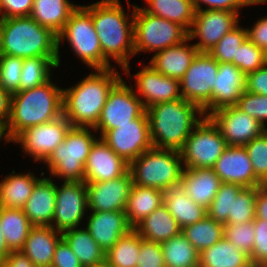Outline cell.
<instances>
[{
	"instance_id": "6da1fadb",
	"label": "cell",
	"mask_w": 267,
	"mask_h": 267,
	"mask_svg": "<svg viewBox=\"0 0 267 267\" xmlns=\"http://www.w3.org/2000/svg\"><path fill=\"white\" fill-rule=\"evenodd\" d=\"M84 7L92 15L103 56L108 61L110 57L113 58L114 63H118L130 78L129 60L135 55L133 34L135 5L133 4V13L128 16L129 18L119 0H101Z\"/></svg>"
},
{
	"instance_id": "7a4b0ae2",
	"label": "cell",
	"mask_w": 267,
	"mask_h": 267,
	"mask_svg": "<svg viewBox=\"0 0 267 267\" xmlns=\"http://www.w3.org/2000/svg\"><path fill=\"white\" fill-rule=\"evenodd\" d=\"M95 71L75 86L63 89V115L72 127L94 129L110 90L121 79L114 68Z\"/></svg>"
},
{
	"instance_id": "3957f363",
	"label": "cell",
	"mask_w": 267,
	"mask_h": 267,
	"mask_svg": "<svg viewBox=\"0 0 267 267\" xmlns=\"http://www.w3.org/2000/svg\"><path fill=\"white\" fill-rule=\"evenodd\" d=\"M146 113L152 146L176 151L183 148L192 130L205 117L198 105L183 98L152 105L146 109Z\"/></svg>"
},
{
	"instance_id": "277c9868",
	"label": "cell",
	"mask_w": 267,
	"mask_h": 267,
	"mask_svg": "<svg viewBox=\"0 0 267 267\" xmlns=\"http://www.w3.org/2000/svg\"><path fill=\"white\" fill-rule=\"evenodd\" d=\"M63 114V89L51 79L43 85L12 94L7 132L11 140L34 125L52 121Z\"/></svg>"
},
{
	"instance_id": "5b68a950",
	"label": "cell",
	"mask_w": 267,
	"mask_h": 267,
	"mask_svg": "<svg viewBox=\"0 0 267 267\" xmlns=\"http://www.w3.org/2000/svg\"><path fill=\"white\" fill-rule=\"evenodd\" d=\"M0 54L21 58L59 57L60 65L57 35L30 16L0 20Z\"/></svg>"
},
{
	"instance_id": "8992f818",
	"label": "cell",
	"mask_w": 267,
	"mask_h": 267,
	"mask_svg": "<svg viewBox=\"0 0 267 267\" xmlns=\"http://www.w3.org/2000/svg\"><path fill=\"white\" fill-rule=\"evenodd\" d=\"M179 151L152 147L129 164L133 183L161 191L179 185L183 172Z\"/></svg>"
},
{
	"instance_id": "52a82bcc",
	"label": "cell",
	"mask_w": 267,
	"mask_h": 267,
	"mask_svg": "<svg viewBox=\"0 0 267 267\" xmlns=\"http://www.w3.org/2000/svg\"><path fill=\"white\" fill-rule=\"evenodd\" d=\"M92 128L71 127L65 140L60 143L44 162L51 172L64 181L85 182V164L92 145L97 138L90 130Z\"/></svg>"
},
{
	"instance_id": "ba28073f",
	"label": "cell",
	"mask_w": 267,
	"mask_h": 267,
	"mask_svg": "<svg viewBox=\"0 0 267 267\" xmlns=\"http://www.w3.org/2000/svg\"><path fill=\"white\" fill-rule=\"evenodd\" d=\"M66 38L74 53L87 67L89 66L94 70L112 68L110 62L103 56L92 15L84 5H78L64 28L57 35L58 55L60 44L64 40L67 41Z\"/></svg>"
},
{
	"instance_id": "9c48e42d",
	"label": "cell",
	"mask_w": 267,
	"mask_h": 267,
	"mask_svg": "<svg viewBox=\"0 0 267 267\" xmlns=\"http://www.w3.org/2000/svg\"><path fill=\"white\" fill-rule=\"evenodd\" d=\"M134 52L161 51L188 39V31L181 25L151 15L142 7L134 9Z\"/></svg>"
},
{
	"instance_id": "30bf717a",
	"label": "cell",
	"mask_w": 267,
	"mask_h": 267,
	"mask_svg": "<svg viewBox=\"0 0 267 267\" xmlns=\"http://www.w3.org/2000/svg\"><path fill=\"white\" fill-rule=\"evenodd\" d=\"M228 145L209 117L192 130L179 151L184 168H213Z\"/></svg>"
},
{
	"instance_id": "8fae6325",
	"label": "cell",
	"mask_w": 267,
	"mask_h": 267,
	"mask_svg": "<svg viewBox=\"0 0 267 267\" xmlns=\"http://www.w3.org/2000/svg\"><path fill=\"white\" fill-rule=\"evenodd\" d=\"M218 67L219 63L209 53L198 52L180 79L182 98L198 105L206 117L210 115V100Z\"/></svg>"
},
{
	"instance_id": "7c38bea8",
	"label": "cell",
	"mask_w": 267,
	"mask_h": 267,
	"mask_svg": "<svg viewBox=\"0 0 267 267\" xmlns=\"http://www.w3.org/2000/svg\"><path fill=\"white\" fill-rule=\"evenodd\" d=\"M134 90L122 78L110 90L98 124L94 128V131L100 129L101 137L119 125L132 124L133 120L146 111L141 98L137 97Z\"/></svg>"
},
{
	"instance_id": "4fadbf2b",
	"label": "cell",
	"mask_w": 267,
	"mask_h": 267,
	"mask_svg": "<svg viewBox=\"0 0 267 267\" xmlns=\"http://www.w3.org/2000/svg\"><path fill=\"white\" fill-rule=\"evenodd\" d=\"M72 125L62 114L60 117L19 133L12 142L20 143L23 151L35 161L45 162L54 149L65 140Z\"/></svg>"
},
{
	"instance_id": "5bb4252c",
	"label": "cell",
	"mask_w": 267,
	"mask_h": 267,
	"mask_svg": "<svg viewBox=\"0 0 267 267\" xmlns=\"http://www.w3.org/2000/svg\"><path fill=\"white\" fill-rule=\"evenodd\" d=\"M100 138L128 164L153 147L146 111L132 124L119 125Z\"/></svg>"
},
{
	"instance_id": "9a60e30c",
	"label": "cell",
	"mask_w": 267,
	"mask_h": 267,
	"mask_svg": "<svg viewBox=\"0 0 267 267\" xmlns=\"http://www.w3.org/2000/svg\"><path fill=\"white\" fill-rule=\"evenodd\" d=\"M239 13L227 10H197L191 28L188 31V39L198 38L195 47L198 52L211 50L218 41L239 23Z\"/></svg>"
},
{
	"instance_id": "2e32d148",
	"label": "cell",
	"mask_w": 267,
	"mask_h": 267,
	"mask_svg": "<svg viewBox=\"0 0 267 267\" xmlns=\"http://www.w3.org/2000/svg\"><path fill=\"white\" fill-rule=\"evenodd\" d=\"M86 210H88V200L85 182L64 181L60 187L56 185L52 228L63 233L68 229L80 226Z\"/></svg>"
},
{
	"instance_id": "e0dca14e",
	"label": "cell",
	"mask_w": 267,
	"mask_h": 267,
	"mask_svg": "<svg viewBox=\"0 0 267 267\" xmlns=\"http://www.w3.org/2000/svg\"><path fill=\"white\" fill-rule=\"evenodd\" d=\"M208 117L218 127L228 146H245L267 130L254 117L236 106L221 108Z\"/></svg>"
},
{
	"instance_id": "ac0fdd59",
	"label": "cell",
	"mask_w": 267,
	"mask_h": 267,
	"mask_svg": "<svg viewBox=\"0 0 267 267\" xmlns=\"http://www.w3.org/2000/svg\"><path fill=\"white\" fill-rule=\"evenodd\" d=\"M137 97L140 95L145 109L159 103L171 102L182 98L180 80L164 76L150 64L145 66L135 75Z\"/></svg>"
},
{
	"instance_id": "d6986e66",
	"label": "cell",
	"mask_w": 267,
	"mask_h": 267,
	"mask_svg": "<svg viewBox=\"0 0 267 267\" xmlns=\"http://www.w3.org/2000/svg\"><path fill=\"white\" fill-rule=\"evenodd\" d=\"M133 184L130 171L114 180L86 183L89 210L125 211Z\"/></svg>"
},
{
	"instance_id": "ffe728a7",
	"label": "cell",
	"mask_w": 267,
	"mask_h": 267,
	"mask_svg": "<svg viewBox=\"0 0 267 267\" xmlns=\"http://www.w3.org/2000/svg\"><path fill=\"white\" fill-rule=\"evenodd\" d=\"M223 183L238 184L243 188L260 187L251 160L244 146H227L213 166Z\"/></svg>"
},
{
	"instance_id": "44dd1931",
	"label": "cell",
	"mask_w": 267,
	"mask_h": 267,
	"mask_svg": "<svg viewBox=\"0 0 267 267\" xmlns=\"http://www.w3.org/2000/svg\"><path fill=\"white\" fill-rule=\"evenodd\" d=\"M128 171L129 164L98 138L92 145L85 164V183L114 180Z\"/></svg>"
},
{
	"instance_id": "7402d4cb",
	"label": "cell",
	"mask_w": 267,
	"mask_h": 267,
	"mask_svg": "<svg viewBox=\"0 0 267 267\" xmlns=\"http://www.w3.org/2000/svg\"><path fill=\"white\" fill-rule=\"evenodd\" d=\"M87 231L106 253L118 239L133 229L124 211H91Z\"/></svg>"
},
{
	"instance_id": "603a6c76",
	"label": "cell",
	"mask_w": 267,
	"mask_h": 267,
	"mask_svg": "<svg viewBox=\"0 0 267 267\" xmlns=\"http://www.w3.org/2000/svg\"><path fill=\"white\" fill-rule=\"evenodd\" d=\"M212 89L210 114L225 107L236 106L245 90L246 75L232 63H219Z\"/></svg>"
},
{
	"instance_id": "cb8c5ba5",
	"label": "cell",
	"mask_w": 267,
	"mask_h": 267,
	"mask_svg": "<svg viewBox=\"0 0 267 267\" xmlns=\"http://www.w3.org/2000/svg\"><path fill=\"white\" fill-rule=\"evenodd\" d=\"M221 183L213 168H184L180 181L184 192L205 209L210 207Z\"/></svg>"
},
{
	"instance_id": "d4e9b609",
	"label": "cell",
	"mask_w": 267,
	"mask_h": 267,
	"mask_svg": "<svg viewBox=\"0 0 267 267\" xmlns=\"http://www.w3.org/2000/svg\"><path fill=\"white\" fill-rule=\"evenodd\" d=\"M56 201V183L40 178L28 198L23 211L33 226H51Z\"/></svg>"
},
{
	"instance_id": "484cf974",
	"label": "cell",
	"mask_w": 267,
	"mask_h": 267,
	"mask_svg": "<svg viewBox=\"0 0 267 267\" xmlns=\"http://www.w3.org/2000/svg\"><path fill=\"white\" fill-rule=\"evenodd\" d=\"M61 239L62 233L51 226H33L21 252L36 267H51L54 251Z\"/></svg>"
},
{
	"instance_id": "4316f807",
	"label": "cell",
	"mask_w": 267,
	"mask_h": 267,
	"mask_svg": "<svg viewBox=\"0 0 267 267\" xmlns=\"http://www.w3.org/2000/svg\"><path fill=\"white\" fill-rule=\"evenodd\" d=\"M187 41L155 52L149 64L164 76L180 80L198 53L195 45Z\"/></svg>"
},
{
	"instance_id": "83f0119b",
	"label": "cell",
	"mask_w": 267,
	"mask_h": 267,
	"mask_svg": "<svg viewBox=\"0 0 267 267\" xmlns=\"http://www.w3.org/2000/svg\"><path fill=\"white\" fill-rule=\"evenodd\" d=\"M77 8L68 0H33L29 16L58 35Z\"/></svg>"
},
{
	"instance_id": "f1b7e54d",
	"label": "cell",
	"mask_w": 267,
	"mask_h": 267,
	"mask_svg": "<svg viewBox=\"0 0 267 267\" xmlns=\"http://www.w3.org/2000/svg\"><path fill=\"white\" fill-rule=\"evenodd\" d=\"M164 204L181 229L202 220L207 215V209L195 203L180 184L164 191Z\"/></svg>"
},
{
	"instance_id": "f546056e",
	"label": "cell",
	"mask_w": 267,
	"mask_h": 267,
	"mask_svg": "<svg viewBox=\"0 0 267 267\" xmlns=\"http://www.w3.org/2000/svg\"><path fill=\"white\" fill-rule=\"evenodd\" d=\"M134 229L143 239L160 244L179 234L182 230L164 203L144 218Z\"/></svg>"
},
{
	"instance_id": "4dcf8cb0",
	"label": "cell",
	"mask_w": 267,
	"mask_h": 267,
	"mask_svg": "<svg viewBox=\"0 0 267 267\" xmlns=\"http://www.w3.org/2000/svg\"><path fill=\"white\" fill-rule=\"evenodd\" d=\"M163 203L164 191L133 184L124 211L128 223L135 228Z\"/></svg>"
},
{
	"instance_id": "1f68e13d",
	"label": "cell",
	"mask_w": 267,
	"mask_h": 267,
	"mask_svg": "<svg viewBox=\"0 0 267 267\" xmlns=\"http://www.w3.org/2000/svg\"><path fill=\"white\" fill-rule=\"evenodd\" d=\"M82 267H99L105 265L106 253L100 248L91 234L85 228H72L62 233Z\"/></svg>"
},
{
	"instance_id": "d6a6232c",
	"label": "cell",
	"mask_w": 267,
	"mask_h": 267,
	"mask_svg": "<svg viewBox=\"0 0 267 267\" xmlns=\"http://www.w3.org/2000/svg\"><path fill=\"white\" fill-rule=\"evenodd\" d=\"M40 178L33 173L12 174L0 181V207L23 209Z\"/></svg>"
},
{
	"instance_id": "836d02e7",
	"label": "cell",
	"mask_w": 267,
	"mask_h": 267,
	"mask_svg": "<svg viewBox=\"0 0 267 267\" xmlns=\"http://www.w3.org/2000/svg\"><path fill=\"white\" fill-rule=\"evenodd\" d=\"M250 256L223 237L199 254V267H252Z\"/></svg>"
},
{
	"instance_id": "e575fe53",
	"label": "cell",
	"mask_w": 267,
	"mask_h": 267,
	"mask_svg": "<svg viewBox=\"0 0 267 267\" xmlns=\"http://www.w3.org/2000/svg\"><path fill=\"white\" fill-rule=\"evenodd\" d=\"M0 225L9 250L21 251L33 227L23 209L0 207Z\"/></svg>"
},
{
	"instance_id": "d590c367",
	"label": "cell",
	"mask_w": 267,
	"mask_h": 267,
	"mask_svg": "<svg viewBox=\"0 0 267 267\" xmlns=\"http://www.w3.org/2000/svg\"><path fill=\"white\" fill-rule=\"evenodd\" d=\"M149 7L142 9L151 14L171 22L177 23L190 30L195 18V7L192 0H145Z\"/></svg>"
},
{
	"instance_id": "8d00e7d4",
	"label": "cell",
	"mask_w": 267,
	"mask_h": 267,
	"mask_svg": "<svg viewBox=\"0 0 267 267\" xmlns=\"http://www.w3.org/2000/svg\"><path fill=\"white\" fill-rule=\"evenodd\" d=\"M143 238L133 228L121 236L114 246L106 252V267H137Z\"/></svg>"
},
{
	"instance_id": "74e56055",
	"label": "cell",
	"mask_w": 267,
	"mask_h": 267,
	"mask_svg": "<svg viewBox=\"0 0 267 267\" xmlns=\"http://www.w3.org/2000/svg\"><path fill=\"white\" fill-rule=\"evenodd\" d=\"M166 267H199V252L180 232L161 243Z\"/></svg>"
},
{
	"instance_id": "f35d334b",
	"label": "cell",
	"mask_w": 267,
	"mask_h": 267,
	"mask_svg": "<svg viewBox=\"0 0 267 267\" xmlns=\"http://www.w3.org/2000/svg\"><path fill=\"white\" fill-rule=\"evenodd\" d=\"M181 232L201 253L223 238L224 225L206 215L202 220L182 228Z\"/></svg>"
},
{
	"instance_id": "ab89813d",
	"label": "cell",
	"mask_w": 267,
	"mask_h": 267,
	"mask_svg": "<svg viewBox=\"0 0 267 267\" xmlns=\"http://www.w3.org/2000/svg\"><path fill=\"white\" fill-rule=\"evenodd\" d=\"M59 57L24 58L20 74V91L32 89L45 84L51 78V68L58 67Z\"/></svg>"
},
{
	"instance_id": "60d3db41",
	"label": "cell",
	"mask_w": 267,
	"mask_h": 267,
	"mask_svg": "<svg viewBox=\"0 0 267 267\" xmlns=\"http://www.w3.org/2000/svg\"><path fill=\"white\" fill-rule=\"evenodd\" d=\"M239 25L240 24L226 33L218 43L208 51L218 63H231L233 59H237L238 48L248 38L246 27L243 28Z\"/></svg>"
},
{
	"instance_id": "b9f144b4",
	"label": "cell",
	"mask_w": 267,
	"mask_h": 267,
	"mask_svg": "<svg viewBox=\"0 0 267 267\" xmlns=\"http://www.w3.org/2000/svg\"><path fill=\"white\" fill-rule=\"evenodd\" d=\"M257 188H243L232 200L231 212L226 224L247 223L256 218Z\"/></svg>"
},
{
	"instance_id": "7bdbcfd3",
	"label": "cell",
	"mask_w": 267,
	"mask_h": 267,
	"mask_svg": "<svg viewBox=\"0 0 267 267\" xmlns=\"http://www.w3.org/2000/svg\"><path fill=\"white\" fill-rule=\"evenodd\" d=\"M243 189L242 186L232 183H221L215 198L207 209V215L216 222L225 225L228 214L231 212L232 200Z\"/></svg>"
},
{
	"instance_id": "ee69618b",
	"label": "cell",
	"mask_w": 267,
	"mask_h": 267,
	"mask_svg": "<svg viewBox=\"0 0 267 267\" xmlns=\"http://www.w3.org/2000/svg\"><path fill=\"white\" fill-rule=\"evenodd\" d=\"M24 58L0 54V86L14 94L20 91V74Z\"/></svg>"
},
{
	"instance_id": "f6af8a7d",
	"label": "cell",
	"mask_w": 267,
	"mask_h": 267,
	"mask_svg": "<svg viewBox=\"0 0 267 267\" xmlns=\"http://www.w3.org/2000/svg\"><path fill=\"white\" fill-rule=\"evenodd\" d=\"M256 178L267 185V130L245 146Z\"/></svg>"
},
{
	"instance_id": "bcb514c9",
	"label": "cell",
	"mask_w": 267,
	"mask_h": 267,
	"mask_svg": "<svg viewBox=\"0 0 267 267\" xmlns=\"http://www.w3.org/2000/svg\"><path fill=\"white\" fill-rule=\"evenodd\" d=\"M245 75L264 66L263 49L247 38L238 48L237 59L231 62Z\"/></svg>"
},
{
	"instance_id": "7dc6e473",
	"label": "cell",
	"mask_w": 267,
	"mask_h": 267,
	"mask_svg": "<svg viewBox=\"0 0 267 267\" xmlns=\"http://www.w3.org/2000/svg\"><path fill=\"white\" fill-rule=\"evenodd\" d=\"M223 237L248 255L251 254L254 245V222L237 224H225Z\"/></svg>"
},
{
	"instance_id": "c3c4849f",
	"label": "cell",
	"mask_w": 267,
	"mask_h": 267,
	"mask_svg": "<svg viewBox=\"0 0 267 267\" xmlns=\"http://www.w3.org/2000/svg\"><path fill=\"white\" fill-rule=\"evenodd\" d=\"M236 107L249 116L254 117L263 127L266 128L267 120V96L255 94L244 90L239 98Z\"/></svg>"
},
{
	"instance_id": "681fc988",
	"label": "cell",
	"mask_w": 267,
	"mask_h": 267,
	"mask_svg": "<svg viewBox=\"0 0 267 267\" xmlns=\"http://www.w3.org/2000/svg\"><path fill=\"white\" fill-rule=\"evenodd\" d=\"M254 245L250 256L253 266H267V220L255 218Z\"/></svg>"
},
{
	"instance_id": "f907efd6",
	"label": "cell",
	"mask_w": 267,
	"mask_h": 267,
	"mask_svg": "<svg viewBox=\"0 0 267 267\" xmlns=\"http://www.w3.org/2000/svg\"><path fill=\"white\" fill-rule=\"evenodd\" d=\"M137 267H166L161 244L143 239L141 241Z\"/></svg>"
},
{
	"instance_id": "816d5d0a",
	"label": "cell",
	"mask_w": 267,
	"mask_h": 267,
	"mask_svg": "<svg viewBox=\"0 0 267 267\" xmlns=\"http://www.w3.org/2000/svg\"><path fill=\"white\" fill-rule=\"evenodd\" d=\"M32 6L33 0H0V18L27 17Z\"/></svg>"
},
{
	"instance_id": "f5cc1de1",
	"label": "cell",
	"mask_w": 267,
	"mask_h": 267,
	"mask_svg": "<svg viewBox=\"0 0 267 267\" xmlns=\"http://www.w3.org/2000/svg\"><path fill=\"white\" fill-rule=\"evenodd\" d=\"M51 267H82L78 257L63 238L56 246Z\"/></svg>"
},
{
	"instance_id": "db71d44e",
	"label": "cell",
	"mask_w": 267,
	"mask_h": 267,
	"mask_svg": "<svg viewBox=\"0 0 267 267\" xmlns=\"http://www.w3.org/2000/svg\"><path fill=\"white\" fill-rule=\"evenodd\" d=\"M245 90L267 96V66H262L246 75Z\"/></svg>"
},
{
	"instance_id": "11a10c76",
	"label": "cell",
	"mask_w": 267,
	"mask_h": 267,
	"mask_svg": "<svg viewBox=\"0 0 267 267\" xmlns=\"http://www.w3.org/2000/svg\"><path fill=\"white\" fill-rule=\"evenodd\" d=\"M195 10H202V4H207V10H227L232 12H239V8L242 6H249L245 0H192Z\"/></svg>"
},
{
	"instance_id": "9f6ffc18",
	"label": "cell",
	"mask_w": 267,
	"mask_h": 267,
	"mask_svg": "<svg viewBox=\"0 0 267 267\" xmlns=\"http://www.w3.org/2000/svg\"><path fill=\"white\" fill-rule=\"evenodd\" d=\"M248 38L259 48H267V16L259 19L253 28L248 29Z\"/></svg>"
},
{
	"instance_id": "6f0895ef",
	"label": "cell",
	"mask_w": 267,
	"mask_h": 267,
	"mask_svg": "<svg viewBox=\"0 0 267 267\" xmlns=\"http://www.w3.org/2000/svg\"><path fill=\"white\" fill-rule=\"evenodd\" d=\"M1 264L4 267H36L21 251L10 252Z\"/></svg>"
},
{
	"instance_id": "680465c9",
	"label": "cell",
	"mask_w": 267,
	"mask_h": 267,
	"mask_svg": "<svg viewBox=\"0 0 267 267\" xmlns=\"http://www.w3.org/2000/svg\"><path fill=\"white\" fill-rule=\"evenodd\" d=\"M256 218L267 220V185L257 188Z\"/></svg>"
},
{
	"instance_id": "91938a15",
	"label": "cell",
	"mask_w": 267,
	"mask_h": 267,
	"mask_svg": "<svg viewBox=\"0 0 267 267\" xmlns=\"http://www.w3.org/2000/svg\"><path fill=\"white\" fill-rule=\"evenodd\" d=\"M12 94L0 86V121L8 123L11 114Z\"/></svg>"
},
{
	"instance_id": "94428289",
	"label": "cell",
	"mask_w": 267,
	"mask_h": 267,
	"mask_svg": "<svg viewBox=\"0 0 267 267\" xmlns=\"http://www.w3.org/2000/svg\"><path fill=\"white\" fill-rule=\"evenodd\" d=\"M11 251L9 250L2 229H1V225H0V264L4 261V259L8 256V254Z\"/></svg>"
},
{
	"instance_id": "6125c7cd",
	"label": "cell",
	"mask_w": 267,
	"mask_h": 267,
	"mask_svg": "<svg viewBox=\"0 0 267 267\" xmlns=\"http://www.w3.org/2000/svg\"><path fill=\"white\" fill-rule=\"evenodd\" d=\"M1 138H5L6 142H12L7 132V124L3 121H0V140Z\"/></svg>"
},
{
	"instance_id": "be15d7a7",
	"label": "cell",
	"mask_w": 267,
	"mask_h": 267,
	"mask_svg": "<svg viewBox=\"0 0 267 267\" xmlns=\"http://www.w3.org/2000/svg\"><path fill=\"white\" fill-rule=\"evenodd\" d=\"M248 5L267 3V0H245Z\"/></svg>"
},
{
	"instance_id": "e7e4bbea",
	"label": "cell",
	"mask_w": 267,
	"mask_h": 267,
	"mask_svg": "<svg viewBox=\"0 0 267 267\" xmlns=\"http://www.w3.org/2000/svg\"><path fill=\"white\" fill-rule=\"evenodd\" d=\"M264 65L267 66V48L263 50Z\"/></svg>"
}]
</instances>
